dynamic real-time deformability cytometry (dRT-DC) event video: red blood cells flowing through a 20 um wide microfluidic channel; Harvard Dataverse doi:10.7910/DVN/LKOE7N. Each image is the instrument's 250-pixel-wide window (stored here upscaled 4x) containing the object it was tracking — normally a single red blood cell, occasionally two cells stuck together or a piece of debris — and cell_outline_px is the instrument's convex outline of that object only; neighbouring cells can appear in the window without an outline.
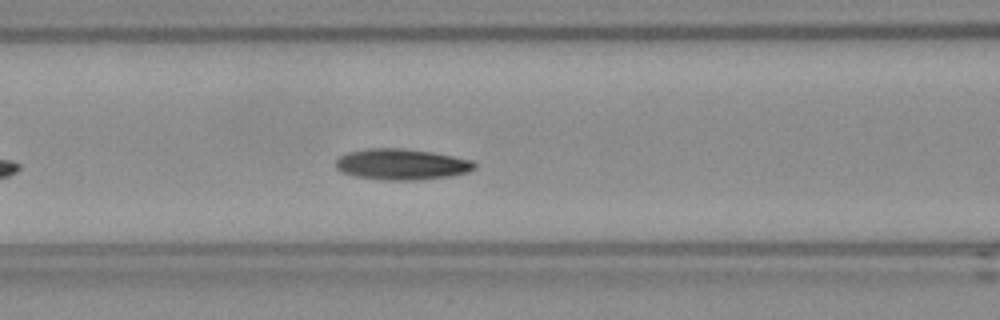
{"species": "Egyptian fruit bat (a non-hibernating species)", "species_latin": "Rousettus aegyptiacus", "temperature_condition": "room temperature", "stored_images_in_passage": 35, "camera_frame_rate_fps": 3000, "um_per_image_px": 0.085, "frame": {"image": 1, "passage_image": 11, "time_ms": 3.333, "image_size_px": [1000, 320], "cell_outline_px": [[476, 168], [468, 172], [448, 176], [416, 180], [380, 180], [356, 176], [340, 172], [336, 168], [336, 160], [340, 156], [348, 152], [368, 148], [400, 148], [432, 152], [472, 160], [476, 164]], "centroid_in_image_um": [34.12, 13.97], "position_along_channel_um": 132.5, "area_um2": 25.03}, "authors_computed_cell_mechanics": {"area_um2": 24.5072, "velocity_mm_per_s": 3.7022, "shape_relaxation_time_tau1_ms": 5.3627, "shape_relaxation_time_tau2_ms": 3.3095, "deformation_change_tau1": 0.1363, "deformation_change_tau2": 0.0827}}